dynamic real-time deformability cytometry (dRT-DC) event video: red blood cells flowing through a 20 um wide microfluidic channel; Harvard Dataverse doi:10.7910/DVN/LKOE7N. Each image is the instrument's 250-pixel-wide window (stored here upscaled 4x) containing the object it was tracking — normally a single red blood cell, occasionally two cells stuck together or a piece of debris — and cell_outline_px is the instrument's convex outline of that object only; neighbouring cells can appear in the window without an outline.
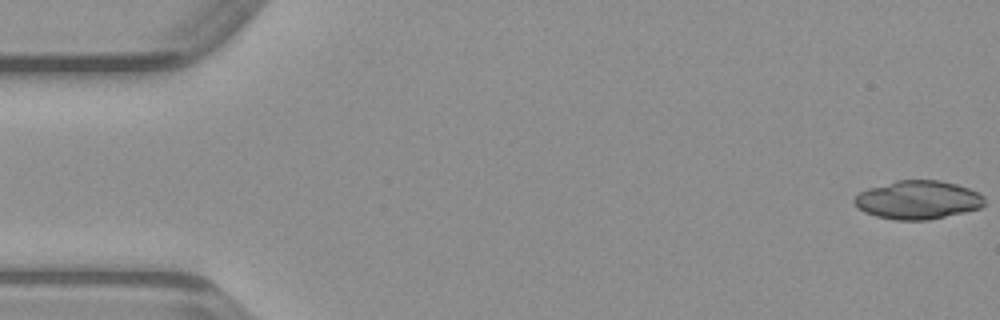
{"species": "common noctule bat (a hibernating species)", "species_latin": "Nyctalus noctula", "temperature_condition": "warm", "stored_images_in_passage": 48, "camera_frame_rate_fps": 3000, "um_per_image_px": 0.085, "animal": {"sex": "male", "body_mass_g": 23.1, "forearm_length_mm": 52.7}, "frame": {"image": 1, "passage_image": 1, "time_ms": 0.0, "image_size_px": [1000, 320], "cell_outline_px": [[984, 204], [980, 208], [964, 212], [928, 220], [896, 220], [876, 216], [864, 212], [852, 200], [860, 192], [868, 188], [896, 180], [940, 180], [956, 184], [968, 188], [984, 196]], "centroid_in_image_um": [78.01, 16.99], "position_along_channel_um": 7.0, "area_um2": 29.07}}